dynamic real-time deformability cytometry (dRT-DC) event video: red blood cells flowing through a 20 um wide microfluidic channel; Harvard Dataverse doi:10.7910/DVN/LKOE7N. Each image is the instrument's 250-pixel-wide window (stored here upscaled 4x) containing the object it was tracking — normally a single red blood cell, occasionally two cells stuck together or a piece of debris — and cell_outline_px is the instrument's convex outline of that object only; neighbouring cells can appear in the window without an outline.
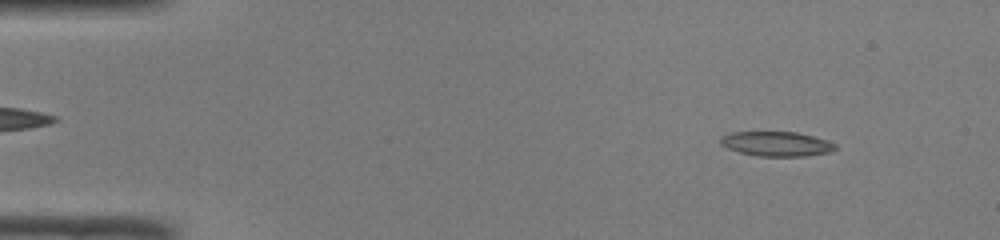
{"species": "common noctule bat (a hibernating species)", "species_latin": "Nyctalus noctula", "temperature_condition": "room temperature", "stored_images_in_passage": 49, "camera_frame_rate_fps": 3000, "um_per_image_px": 0.085, "animal": {"sex": "male", "body_mass_g": 19.0, "forearm_length_mm": 50.8}, "frame": {"image": 1, "passage_image": 5, "time_ms": 1.333, "image_size_px": [1000, 240], "cell_outline_px": [[836, 148], [832, 152], [804, 156], [756, 156], [740, 152], [728, 148], [720, 144], [720, 136], [732, 132], [796, 132], [828, 140], [836, 144]], "centroid_in_image_um": [66.01, 12.23], "position_along_channel_um": 19.0, "area_um2": 16.53}}
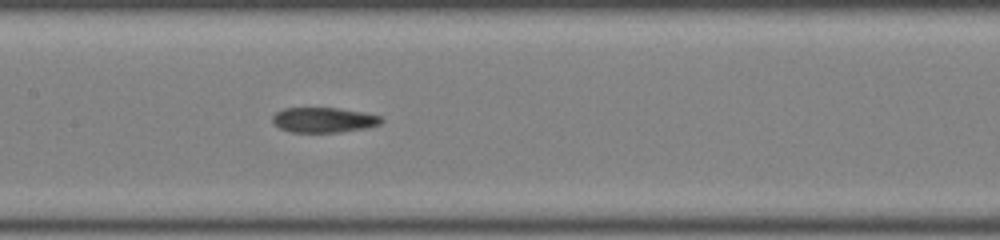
{"frame": {"image": 2, "passage_image": 24, "time_ms": 7.667, "image_size_px": [1000, 240], "cell_outline_px": [[384, 120], [380, 124], [364, 128], [340, 132], [292, 132], [280, 128], [272, 120], [272, 116], [276, 112], [284, 108], [336, 108], [364, 112], [380, 116]], "centroid_in_image_um": [27.52, 10.19], "position_along_channel_um": 179.9, "area_um2": 15.78}}
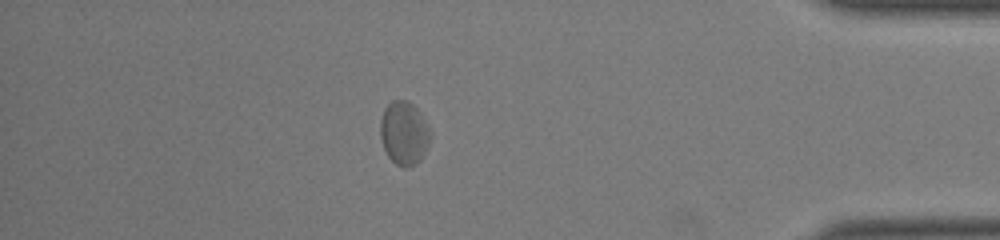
{"frame": {"image": 3, "passage_image": 43, "time_ms": 14.0, "image_size_px": [1000, 240], "cell_outline_px": [[432, 136], [420, 160], [416, 164], [408, 168], [404, 168], [396, 164], [388, 156], [384, 148], [380, 136], [380, 120], [384, 108], [392, 100], [408, 100], [420, 112], [432, 132]], "centroid_in_image_um": [34.35, 11.31], "position_along_channel_um": 400.9, "area_um2": 18.67}, "authors_computed_cell_mechanics": {"area_um2": 16.762, "velocity_mm_per_s": 4.0614, "shape_relaxation_time_tau1_ms": null, "shape_relaxation_time_tau2_ms": 2.8985, "deformation_change_tau1": null, "deformation_change_tau2": 0.0704}}